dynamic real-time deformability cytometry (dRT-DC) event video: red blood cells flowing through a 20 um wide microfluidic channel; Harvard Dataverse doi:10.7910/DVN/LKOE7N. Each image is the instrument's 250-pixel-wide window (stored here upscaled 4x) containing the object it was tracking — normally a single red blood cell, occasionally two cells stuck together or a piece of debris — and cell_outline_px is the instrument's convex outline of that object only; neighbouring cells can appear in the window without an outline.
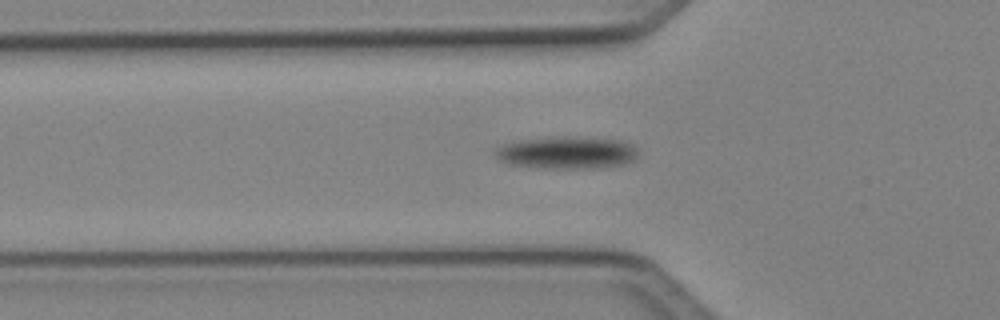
{"species": "Egyptian fruit bat (a non-hibernating species)", "species_latin": "Rousettus aegyptiacus", "temperature_condition": "cold", "stored_images_in_passage": 53, "camera_frame_rate_fps": 3000, "um_per_image_px": 0.085, "animal": {"sex": "female"}, "frame": {"image": 1, "passage_image": 13, "time_ms": 4.0, "image_size_px": [1000, 320], "cell_outline_px": [[636, 156], [632, 160], [624, 164], [596, 168], [540, 168], [508, 164], [500, 160], [496, 156], [496, 148], [508, 144], [524, 140], [624, 140], [632, 144], [636, 148]], "centroid_in_image_um": [48.21, 13.05], "position_along_channel_um": 77.6, "area_um2": 25.14}}
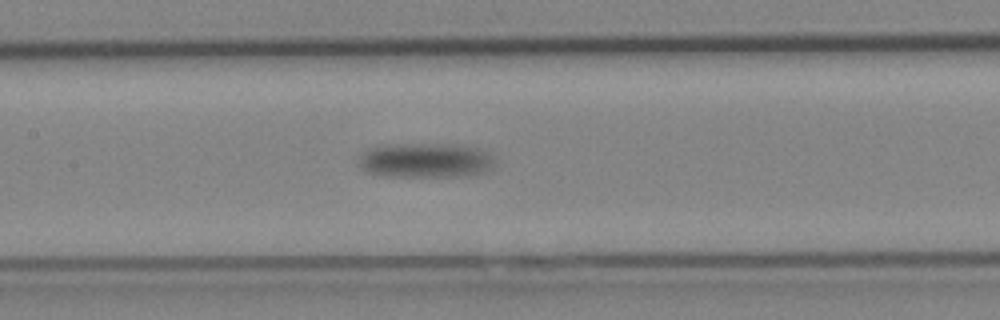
{"frame": {"image": 2, "passage_image": 21, "time_ms": 6.667, "image_size_px": [1000, 320], "cell_outline_px": [[492, 164], [484, 172], [468, 176], [380, 176], [368, 172], [356, 160], [368, 148], [400, 144], [448, 144], [476, 148], [484, 152], [488, 156]], "centroid_in_image_um": [36.08, 13.64], "position_along_channel_um": 171.3, "area_um2": 26.88}}
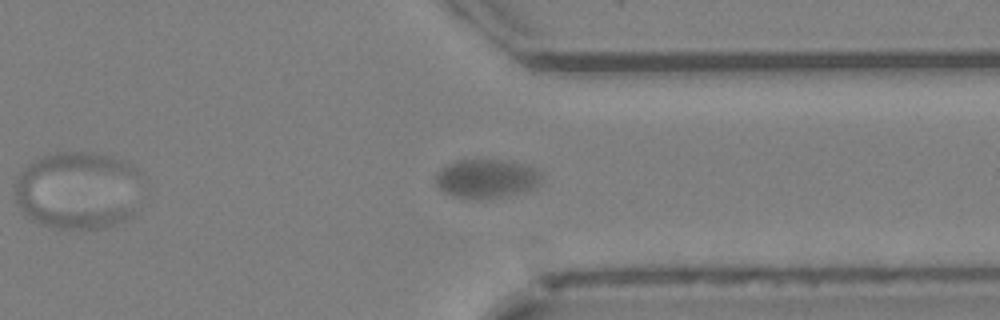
{"frame": {"image": 3, "passage_image": 38, "time_ms": 12.333, "image_size_px": [1000, 320], "cell_outline_px": [[540, 180], [532, 188], [480, 200], [468, 200], [444, 192], [436, 184], [436, 172], [440, 168], [456, 160], [500, 160], [520, 164], [532, 168], [540, 172]], "centroid_in_image_um": [41.23, 15.18], "position_along_channel_um": 370.2, "area_um2": 23.35}}